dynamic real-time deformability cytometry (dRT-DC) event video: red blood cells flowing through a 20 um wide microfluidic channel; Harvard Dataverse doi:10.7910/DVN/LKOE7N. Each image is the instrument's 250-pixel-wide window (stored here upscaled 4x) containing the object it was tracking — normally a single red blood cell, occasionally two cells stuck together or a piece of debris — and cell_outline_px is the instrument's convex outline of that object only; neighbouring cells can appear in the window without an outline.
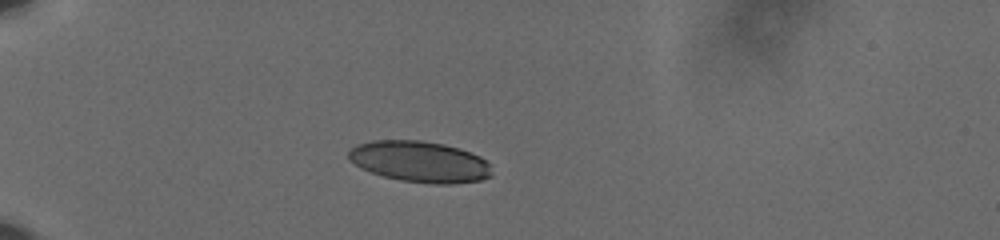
{"species": "human", "species_latin": "Homo sapiens", "temperature_condition": "cold", "stored_images_in_passage": 42, "camera_frame_rate_fps": 3000, "um_per_image_px": 0.085, "donor": {"sex": "male"}, "frame": {"image": 1, "passage_image": 1, "time_ms": 0.0, "image_size_px": [1000, 240], "cell_outline_px": [[492, 176], [480, 180], [452, 184], [432, 184], [400, 180], [384, 176], [360, 168], [348, 160], [348, 152], [356, 144], [372, 140], [420, 140], [444, 144], [460, 148], [480, 156], [488, 164]], "centroid_in_image_um": [35.65, 13.74], "position_along_channel_um": 49.3, "area_um2": 34.39}}
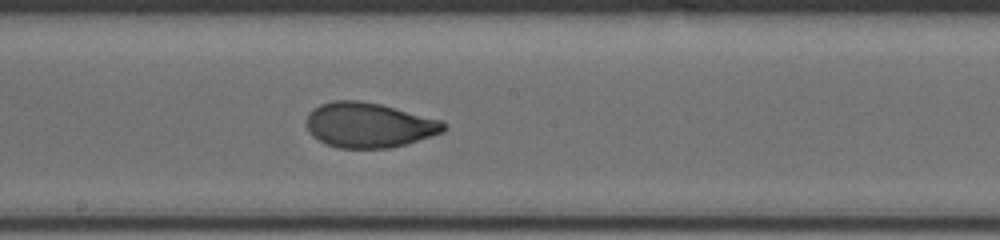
{"frame": {"image": 2, "passage_image": 18, "time_ms": 5.667, "image_size_px": [1000, 240], "cell_outline_px": [[448, 128], [444, 132], [404, 144], [388, 148], [336, 148], [324, 144], [312, 136], [308, 132], [308, 112], [312, 108], [320, 104], [332, 100], [360, 100], [380, 104], [440, 120], [448, 124]], "centroid_in_image_um": [31.33, 10.63], "position_along_channel_um": 216.9, "area_um2": 36.07}}
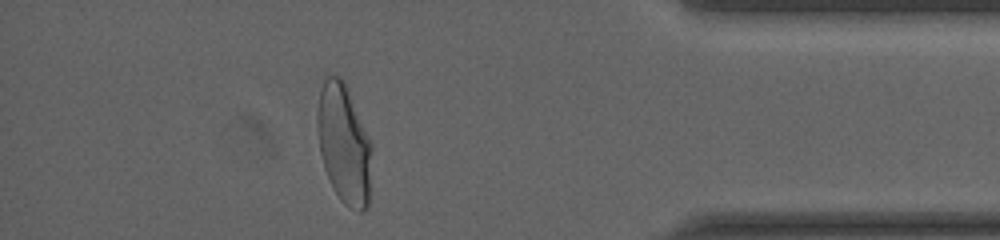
{"frame": {"image": 3, "passage_image": 36, "time_ms": 11.667, "image_size_px": [1000, 240], "cell_outline_px": [[372, 148], [368, 208], [364, 212], [360, 212], [344, 204], [340, 200], [324, 168], [320, 152], [316, 128], [316, 112], [320, 92], [324, 80], [328, 76], [340, 76], [344, 80], [348, 88], [372, 144]], "centroid_in_image_um": [29.24, 12.23], "position_along_channel_um": 406.0, "area_um2": 38.09}, "authors_computed_cell_mechanics": {"area_um2": 36.1828, "velocity_mm_per_s": 3.6088, "shape_relaxation_time_tau1_ms": 3.9712, "shape_relaxation_time_tau2_ms": 0.9557, "deformation_change_tau1": 0.1676, "deformation_change_tau2": 0.0467}}